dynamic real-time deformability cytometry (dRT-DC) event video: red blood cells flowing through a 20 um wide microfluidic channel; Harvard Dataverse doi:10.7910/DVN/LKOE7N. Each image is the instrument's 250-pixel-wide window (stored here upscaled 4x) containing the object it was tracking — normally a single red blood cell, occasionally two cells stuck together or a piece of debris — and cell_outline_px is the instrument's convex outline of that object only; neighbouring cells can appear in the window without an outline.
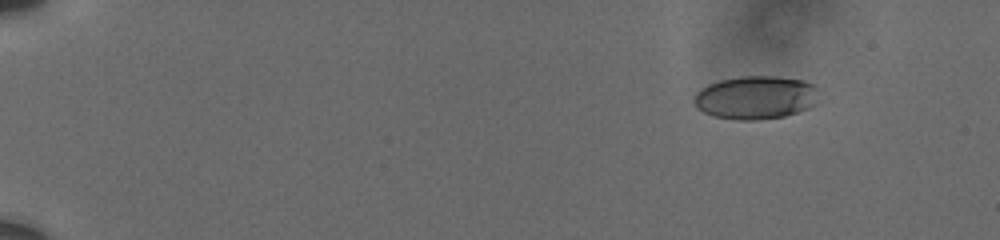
{"species": "human", "species_latin": "Homo sapiens", "temperature_condition": "cold", "stored_images_in_passage": 11, "camera_frame_rate_fps": 3000, "um_per_image_px": 0.085, "donor": {"sex": "male"}, "frame": {"image": 1, "passage_image": 4, "time_ms": 2.667, "image_size_px": [1000, 240], "cell_outline_px": [[820, 88], [816, 104], [808, 108], [784, 116], [756, 120], [740, 120], [716, 116], [704, 112], [692, 100], [696, 92], [700, 88], [708, 84], [720, 80], [740, 76], [776, 76], [804, 80], [816, 84]], "centroid_in_image_um": [64.29, 8.26], "position_along_channel_um": 20.7, "area_um2": 31.73}}
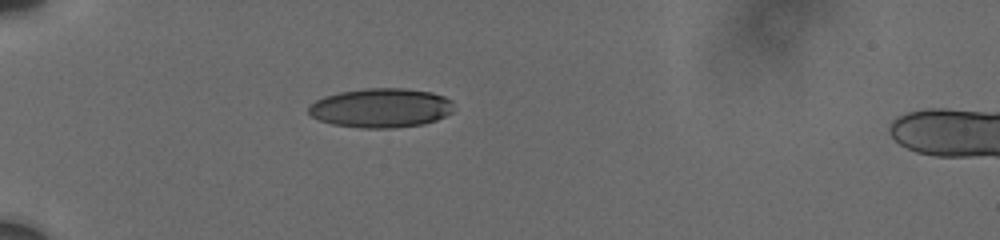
{"frame": {"image": 2, "passage_image": 8, "time_ms": 6.667, "image_size_px": [1000, 240], "cell_outline_px": [[452, 112], [436, 120], [424, 124], [392, 128], [360, 128], [332, 124], [320, 120], [312, 116], [308, 112], [308, 108], [316, 100], [324, 96], [340, 92], [364, 88], [404, 88], [432, 92], [444, 96], [452, 100]], "centroid_in_image_um": [32.39, 9.17], "position_along_channel_um": 52.6, "area_um2": 33.29}}
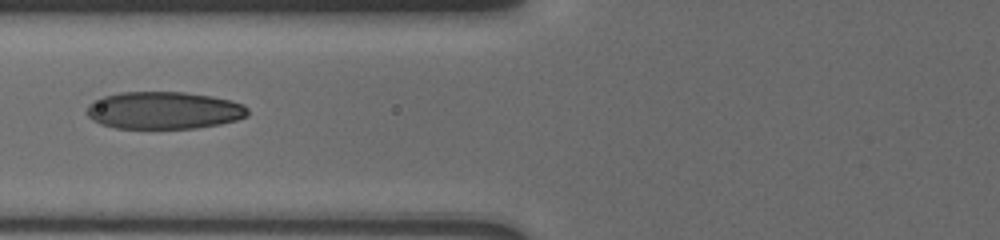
{"frame": {"image": 3, "passage_image": 10, "time_ms": 9.0, "image_size_px": [1000, 240], "cell_outline_px": [[248, 116], [236, 120], [220, 124], [196, 128], [116, 128], [100, 124], [92, 120], [88, 116], [88, 104], [92, 100], [104, 96], [120, 92], [184, 92], [212, 96], [232, 100], [244, 104], [248, 108]], "centroid_in_image_um": [13.94, 9.38], "position_along_channel_um": 111.9, "area_um2": 35.26}}